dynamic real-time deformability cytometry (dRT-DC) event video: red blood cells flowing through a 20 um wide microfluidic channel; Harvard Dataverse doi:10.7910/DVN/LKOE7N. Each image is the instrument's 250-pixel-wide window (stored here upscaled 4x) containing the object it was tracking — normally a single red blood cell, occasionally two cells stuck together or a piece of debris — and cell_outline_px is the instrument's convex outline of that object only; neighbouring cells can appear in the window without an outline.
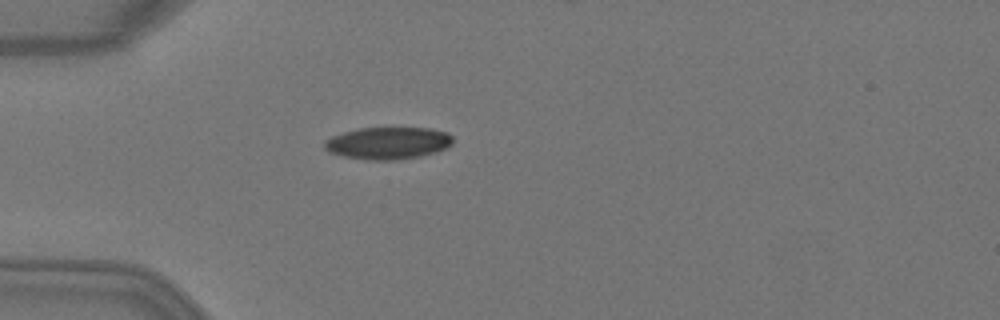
{"species": "Egyptian fruit bat (a non-hibernating species)", "species_latin": "Rousettus aegyptiacus", "temperature_condition": "warm", "stored_images_in_passage": 5, "camera_frame_rate_fps": 3000, "um_per_image_px": 0.085, "animal": {"sex": "female"}, "frame": {"image": 1, "passage_image": 5, "time_ms": 1.333, "image_size_px": [1000, 320], "cell_outline_px": [[452, 144], [436, 152], [420, 156], [400, 160], [364, 160], [344, 156], [328, 152], [324, 148], [324, 140], [332, 136], [344, 132], [360, 128], [432, 128], [448, 132], [452, 136]], "centroid_in_image_um": [32.97, 12.17], "position_along_channel_um": 52.0, "area_um2": 24.22}}